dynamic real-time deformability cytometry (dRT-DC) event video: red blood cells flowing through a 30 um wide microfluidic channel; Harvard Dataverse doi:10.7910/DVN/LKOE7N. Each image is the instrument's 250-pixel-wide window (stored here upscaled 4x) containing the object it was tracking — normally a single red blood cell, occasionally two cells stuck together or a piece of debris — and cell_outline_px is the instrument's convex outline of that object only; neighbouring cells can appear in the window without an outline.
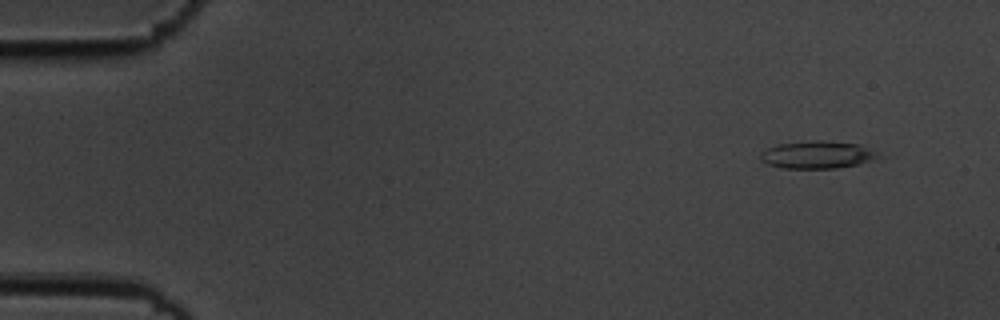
{"species": "common noctule bat (a hibernating species)", "species_latin": "Nyctalus noctula", "temperature_condition": "cold", "stored_images_in_passage": 5, "camera_frame_rate_fps": 3000, "um_per_image_px": 0.085, "animal": {"sex": "male", "body_mass_g": 19.5, "forearm_length_mm": 54.6}, "frame": {"image": 1, "passage_image": 2, "time_ms": 0.333, "image_size_px": [1000, 320], "cell_outline_px": [[880, 156], [856, 164], [836, 168], [780, 168], [768, 164], [760, 160], [760, 152], [776, 144], [816, 140], [824, 140], [860, 144]], "centroid_in_image_um": [69.37, 13.14], "position_along_channel_um": 15.6, "area_um2": 18.61}}
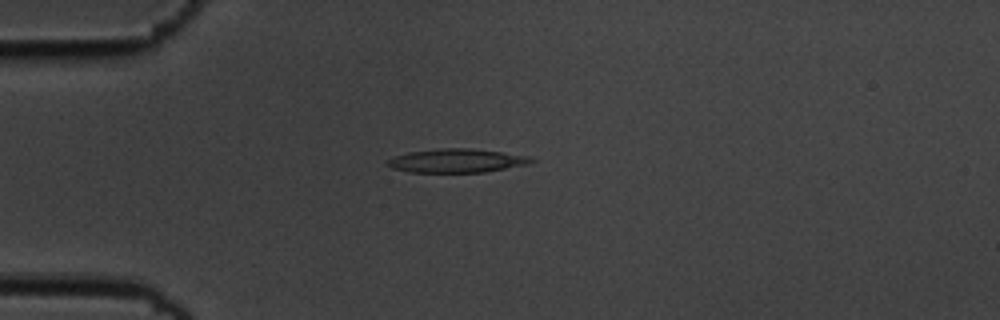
{"frame": {"image": 2, "passage_image": 5, "time_ms": 1.333, "image_size_px": [1000, 320], "cell_outline_px": [[536, 160], [528, 164], [484, 172], [408, 172], [392, 168], [384, 164], [392, 156], [408, 152], [440, 148], [468, 148], [532, 156]], "centroid_in_image_um": [38.79, 13.66], "position_along_channel_um": 46.2, "area_um2": 19.94}}